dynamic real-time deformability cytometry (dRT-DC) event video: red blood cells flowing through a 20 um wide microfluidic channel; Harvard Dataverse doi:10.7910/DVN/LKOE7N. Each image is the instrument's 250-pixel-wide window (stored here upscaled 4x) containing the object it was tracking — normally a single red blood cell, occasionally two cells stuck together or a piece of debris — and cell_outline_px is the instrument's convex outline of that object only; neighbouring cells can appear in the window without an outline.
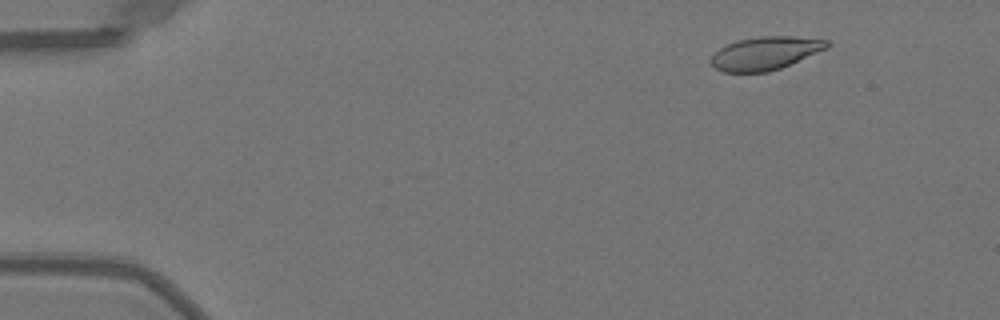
{"species": "Egyptian fruit bat (a non-hibernating species)", "species_latin": "Rousettus aegyptiacus", "temperature_condition": "warm", "stored_images_in_passage": 52, "camera_frame_rate_fps": 3000, "um_per_image_px": 0.085, "animal": {"sex": "female"}, "frame": {"image": 1, "passage_image": 7, "time_ms": 2.0, "image_size_px": [1000, 320], "cell_outline_px": [[832, 44], [828, 48], [780, 68], [768, 72], [724, 72], [716, 68], [708, 60], [720, 48], [728, 44], [740, 40], [760, 36], [792, 36], [828, 40]], "centroid_in_image_um": [65.07, 4.52], "position_along_channel_um": 19.9, "area_um2": 22.25}}
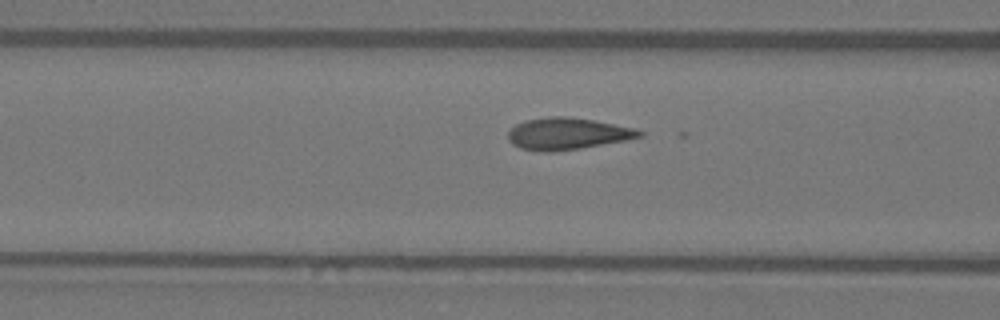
{"frame": {"image": 2, "passage_image": 22, "time_ms": 7.0, "image_size_px": [1000, 320], "cell_outline_px": [[644, 136], [628, 140], [580, 148], [552, 152], [544, 152], [520, 148], [512, 144], [508, 140], [508, 132], [516, 124], [524, 120], [552, 116], [568, 116], [592, 120], [636, 128], [644, 132]], "centroid_in_image_um": [48.24, 11.36], "position_along_channel_um": 118.4, "area_um2": 24.45}}
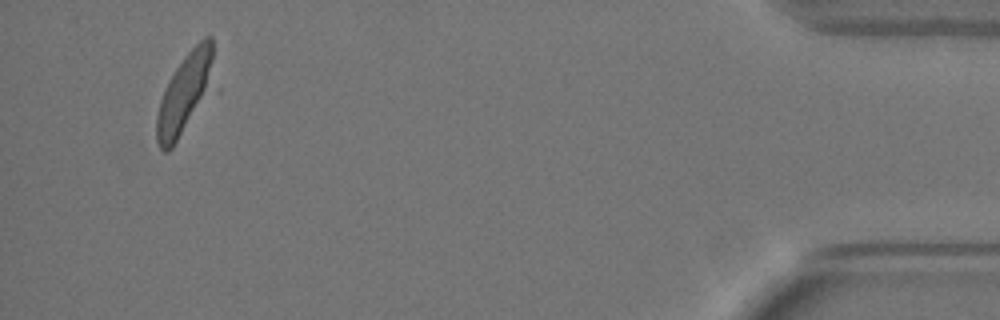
{"frame": {"image": 3, "passage_image": 50, "time_ms": 16.333, "image_size_px": [1000, 320], "cell_outline_px": [[212, 60], [208, 88], [172, 148], [168, 152], [164, 152], [160, 148], [156, 140], [156, 116], [160, 100], [176, 68], [184, 56], [204, 36], [212, 36]], "centroid_in_image_um": [15.62, 7.94], "position_along_channel_um": 419.6, "area_um2": 24.91}}